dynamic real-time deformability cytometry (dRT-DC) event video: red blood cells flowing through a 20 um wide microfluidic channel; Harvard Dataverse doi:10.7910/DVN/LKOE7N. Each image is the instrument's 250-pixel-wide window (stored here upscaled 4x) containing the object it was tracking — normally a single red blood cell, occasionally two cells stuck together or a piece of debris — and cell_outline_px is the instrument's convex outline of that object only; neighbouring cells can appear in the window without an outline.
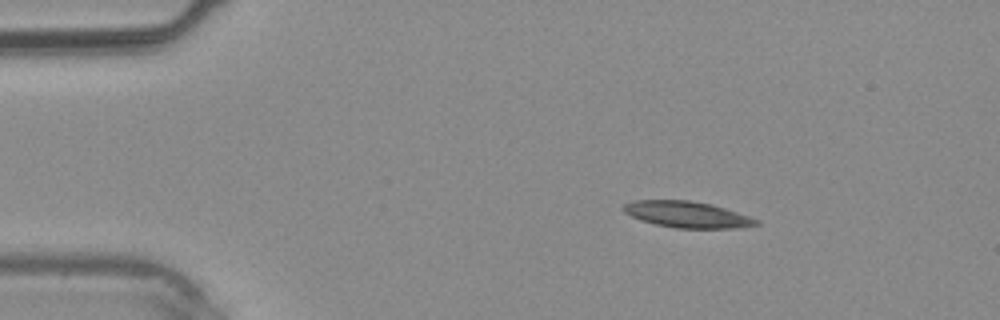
{"species": "common noctule bat (a hibernating species)", "species_latin": "Nyctalus noctula", "temperature_condition": "warm", "stored_images_in_passage": 33, "camera_frame_rate_fps": 3000, "um_per_image_px": 0.085, "animal": {"sex": "male", "body_mass_g": 20.4}, "frame": {"image": 1, "passage_image": 1, "time_ms": 0.0, "image_size_px": [1000, 320], "cell_outline_px": [[760, 224], [740, 228], [676, 228], [656, 224], [640, 220], [624, 212], [620, 208], [624, 204], [632, 200], [688, 200], [712, 204], [760, 220]], "centroid_in_image_um": [58.39, 18.23], "position_along_channel_um": 26.6, "area_um2": 20.35}}
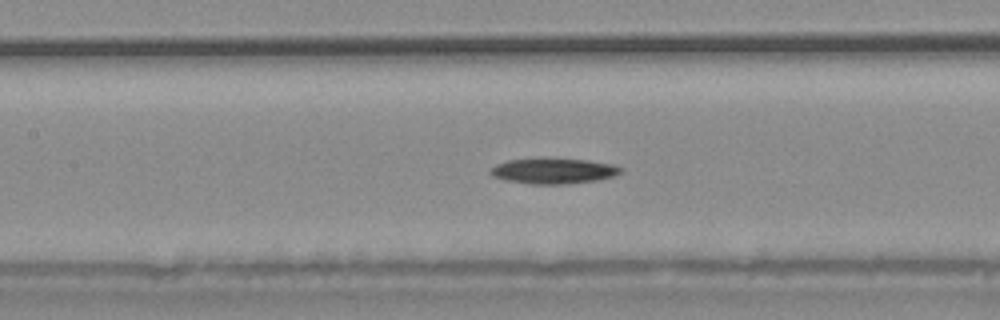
{"frame": {"image": 2, "passage_image": 12, "time_ms": 3.667, "image_size_px": [1000, 320], "cell_outline_px": [[624, 172], [616, 176], [596, 180], [568, 184], [528, 184], [504, 180], [492, 176], [488, 172], [496, 164], [508, 160], [588, 160], [612, 164], [624, 168]], "centroid_in_image_um": [47.09, 14.56], "position_along_channel_um": 160.3, "area_um2": 19.07}}
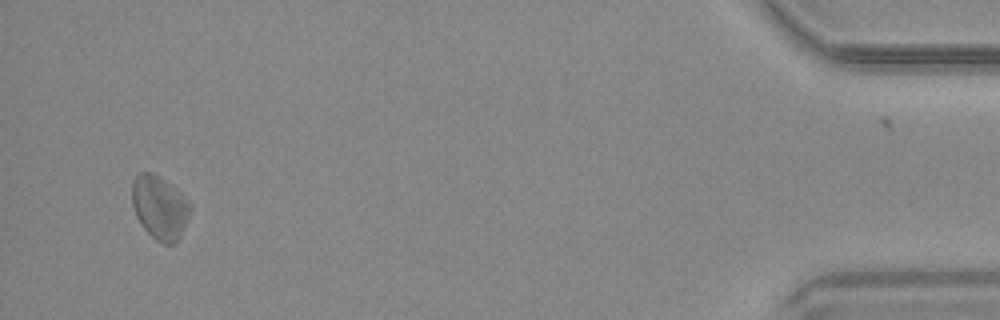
{"frame": {"image": 3, "passage_image": 31, "time_ms": 10.0, "image_size_px": [1000, 320], "cell_outline_px": [[192, 208], [180, 236], [172, 244], [164, 244], [156, 240], [144, 228], [136, 216], [132, 204], [132, 180], [140, 172], [152, 172], [160, 176], [176, 188], [192, 204]], "centroid_in_image_um": [13.58, 17.6], "position_along_channel_um": 421.6, "area_um2": 21.56}}